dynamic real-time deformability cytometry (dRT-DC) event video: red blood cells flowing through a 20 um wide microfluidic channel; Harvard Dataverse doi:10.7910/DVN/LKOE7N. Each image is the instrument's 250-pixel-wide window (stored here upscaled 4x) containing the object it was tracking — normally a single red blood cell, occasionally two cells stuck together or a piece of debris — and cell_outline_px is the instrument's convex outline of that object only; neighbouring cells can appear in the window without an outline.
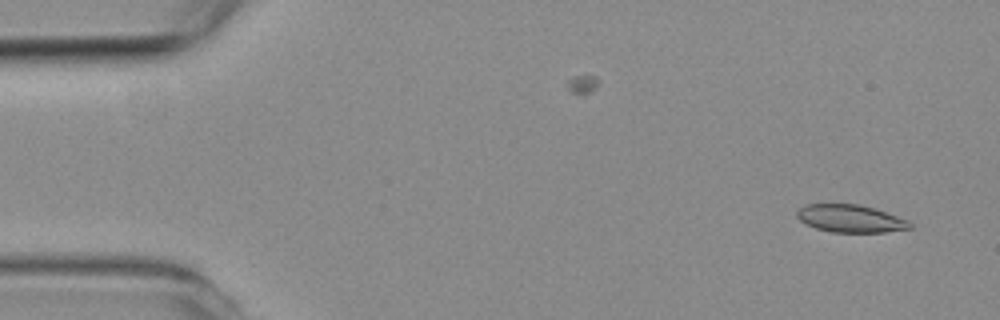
{"species": "common noctule bat (a hibernating species)", "species_latin": "Nyctalus noctula", "temperature_condition": "room temperature", "stored_images_in_passage": 3, "camera_frame_rate_fps": 3000, "um_per_image_px": 0.085, "animal": {"sex": "female", "body_mass_g": 19.3, "forearm_length_mm": 54.1}, "frame": {"image": 1, "passage_image": 3, "time_ms": 2.333, "image_size_px": [1000, 320], "cell_outline_px": [[912, 228], [884, 232], [832, 232], [816, 228], [804, 224], [796, 216], [796, 212], [804, 204], [860, 204], [876, 208], [908, 220], [912, 224]], "centroid_in_image_um": [72.28, 18.57], "position_along_channel_um": 12.7, "area_um2": 18.32}}